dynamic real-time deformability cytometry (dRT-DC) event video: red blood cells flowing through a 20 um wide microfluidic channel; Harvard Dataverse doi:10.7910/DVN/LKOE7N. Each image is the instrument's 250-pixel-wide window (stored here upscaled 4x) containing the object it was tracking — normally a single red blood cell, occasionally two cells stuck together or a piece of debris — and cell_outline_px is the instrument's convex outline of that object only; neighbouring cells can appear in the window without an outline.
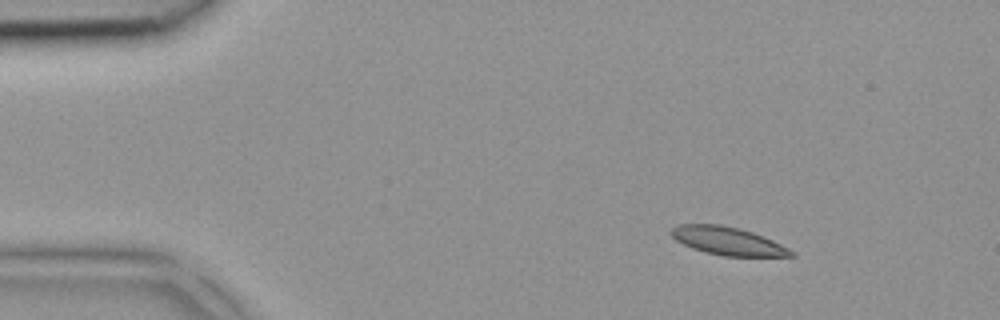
{"species": "common noctule bat (a hibernating species)", "species_latin": "Nyctalus noctula", "temperature_condition": "room temperature", "stored_images_in_passage": 39, "camera_frame_rate_fps": 3000, "um_per_image_px": 0.085, "animal": {"sex": "female", "body_mass_g": 18.4}, "frame": {"image": 1, "passage_image": 1, "time_ms": 0.0, "image_size_px": [1000, 320], "cell_outline_px": [[796, 256], [724, 256], [704, 252], [692, 248], [676, 240], [668, 232], [672, 228], [680, 224], [720, 224], [740, 228], [752, 232], [772, 240], [796, 252]], "centroid_in_image_um": [61.85, 20.48], "position_along_channel_um": 23.2, "area_um2": 19.59}}
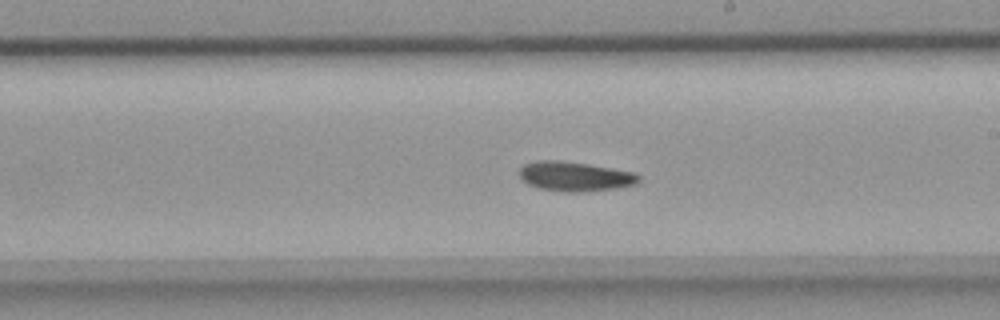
{"frame": {"image": 2, "passage_image": 20, "time_ms": 6.333, "image_size_px": [1000, 320], "cell_outline_px": [[640, 180], [636, 184], [616, 188], [584, 192], [564, 192], [540, 188], [528, 184], [520, 180], [520, 168], [524, 164], [536, 160], [560, 160], [588, 164], [632, 172], [640, 176]], "centroid_in_image_um": [48.83, 14.99], "position_along_channel_um": 240.2, "area_um2": 20.58}}
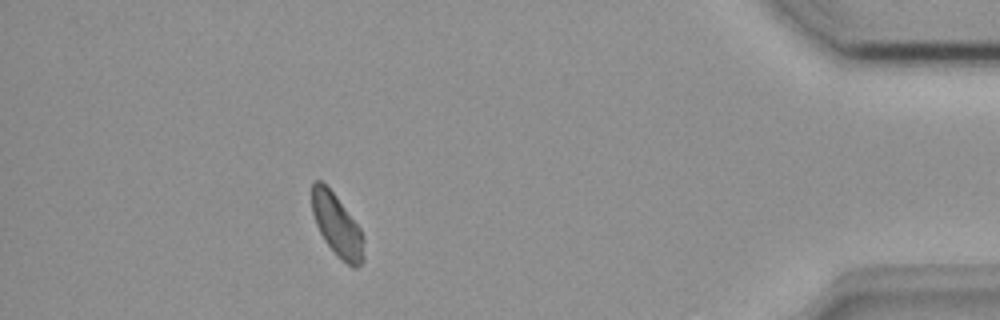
{"frame": {"image": 3, "passage_image": 34, "time_ms": 11.0, "image_size_px": [1000, 320], "cell_outline_px": [[364, 260], [356, 268], [352, 268], [336, 256], [324, 240], [316, 224], [312, 212], [312, 184], [316, 180], [320, 180], [336, 196], [360, 228], [364, 236]], "centroid_in_image_um": [28.67, 19.21], "position_along_channel_um": 406.5, "area_um2": 18.84}}